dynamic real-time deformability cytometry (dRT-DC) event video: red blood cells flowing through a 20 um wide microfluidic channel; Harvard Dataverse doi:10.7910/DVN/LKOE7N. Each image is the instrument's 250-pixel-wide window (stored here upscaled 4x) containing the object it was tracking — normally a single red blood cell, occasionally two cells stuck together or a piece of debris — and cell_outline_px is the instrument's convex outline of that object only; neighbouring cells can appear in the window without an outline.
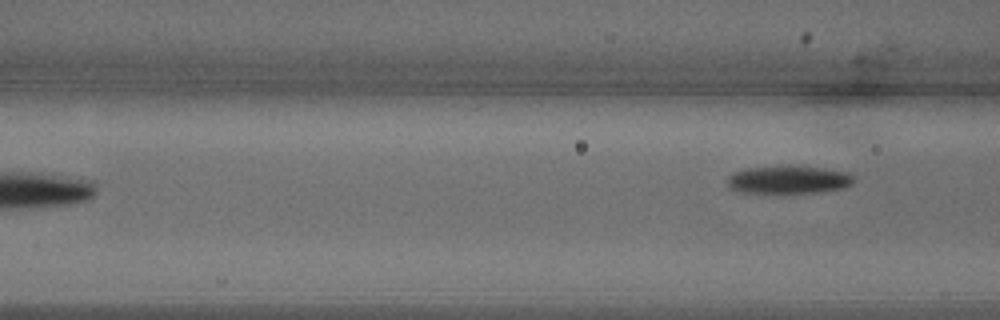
{"species": "common noctule bat (a hibernating species)", "species_latin": "Nyctalus noctula", "temperature_condition": "warm", "stored_images_in_passage": 5, "camera_frame_rate_fps": 3000, "um_per_image_px": 0.085, "animal": {"sex": "male", "body_mass_g": 18.8}, "frame": {"image": 1, "passage_image": 5, "time_ms": 1.333, "image_size_px": [1000, 320], "cell_outline_px": [[856, 180], [852, 184], [844, 188], [816, 192], [740, 192], [732, 188], [728, 184], [728, 176], [732, 172], [744, 168], [784, 164], [788, 164], [820, 168], [848, 172], [856, 176]], "centroid_in_image_um": [67.05, 15.23], "position_along_channel_um": 99.6, "area_um2": 20.92}}